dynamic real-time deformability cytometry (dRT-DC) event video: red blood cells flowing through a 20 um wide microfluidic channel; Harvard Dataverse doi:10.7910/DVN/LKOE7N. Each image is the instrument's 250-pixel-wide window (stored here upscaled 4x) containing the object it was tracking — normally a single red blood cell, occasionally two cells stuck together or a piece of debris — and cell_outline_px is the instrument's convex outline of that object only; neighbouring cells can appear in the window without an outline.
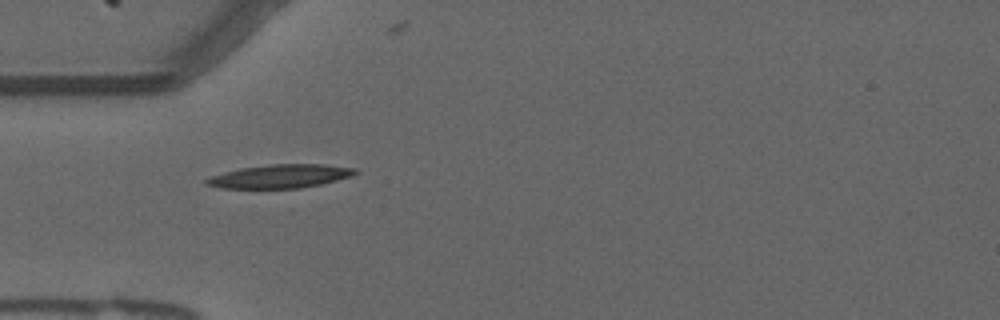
{"species": "common noctule bat (a hibernating species)", "species_latin": "Nyctalus noctula", "temperature_condition": "warm", "stored_images_in_passage": 38, "camera_frame_rate_fps": 3000, "um_per_image_px": 0.085, "animal": {"sex": "male", "forearm_length_mm": 52.5}, "frame": {"image": 1, "passage_image": 2, "time_ms": 0.333, "image_size_px": [1000, 320], "cell_outline_px": [[360, 172], [352, 176], [320, 184], [300, 188], [220, 188], [204, 184], [204, 180], [212, 176], [224, 172], [240, 168], [268, 164], [324, 164], [356, 168]], "centroid_in_image_um": [23.82, 14.97], "position_along_channel_um": 61.2, "area_um2": 20.46}}
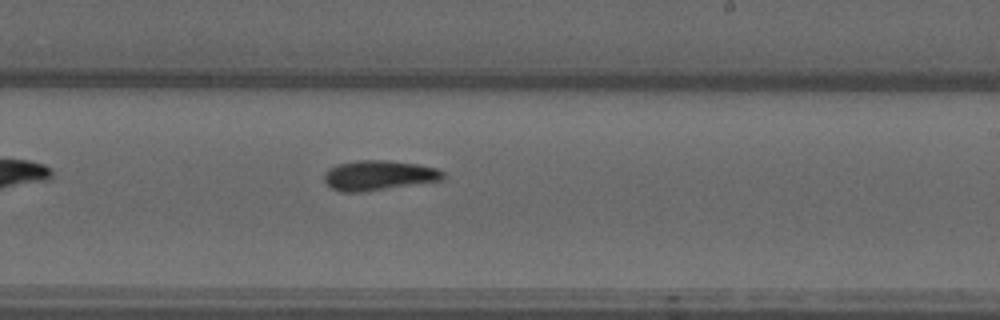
{"frame": {"image": 2, "passage_image": 18, "time_ms": 5.667, "image_size_px": [1000, 320], "cell_outline_px": [[444, 176], [440, 180], [360, 192], [340, 192], [332, 188], [324, 180], [324, 172], [328, 168], [340, 164], [360, 160], [388, 160], [416, 164], [436, 168], [444, 172]], "centroid_in_image_um": [32.15, 14.9], "position_along_channel_um": 256.9, "area_um2": 20.35}}
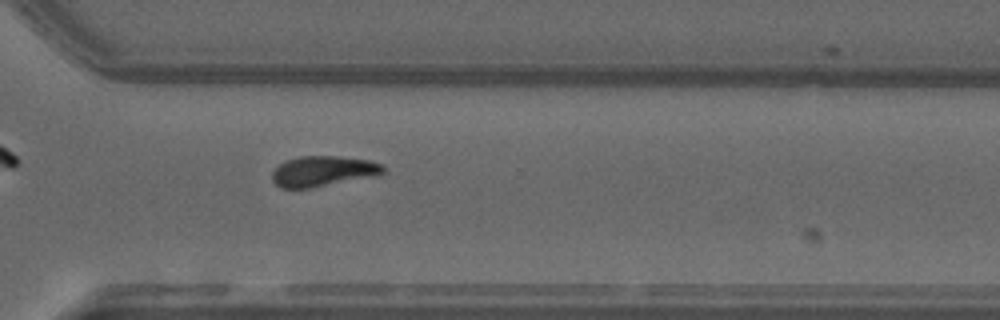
{"frame": {"image": 3, "passage_image": 25, "time_ms": 8.0, "image_size_px": [1000, 320], "cell_outline_px": [[384, 172], [376, 176], [312, 188], [280, 188], [272, 180], [272, 172], [280, 164], [288, 160], [300, 156], [336, 156], [368, 160], [380, 164], [384, 168]], "centroid_in_image_um": [27.45, 14.56], "position_along_channel_um": 343.2, "area_um2": 19.59}, "authors_computed_cell_mechanics": {"area_um2": 19.6809, "velocity_mm_per_s": 3.7036, "shape_relaxation_time_tau1_ms": 5.748, "shape_relaxation_time_tau2_ms": 7.5918, "deformation_change_tau1": 0.2202, "deformation_change_tau2": 0.1228}}